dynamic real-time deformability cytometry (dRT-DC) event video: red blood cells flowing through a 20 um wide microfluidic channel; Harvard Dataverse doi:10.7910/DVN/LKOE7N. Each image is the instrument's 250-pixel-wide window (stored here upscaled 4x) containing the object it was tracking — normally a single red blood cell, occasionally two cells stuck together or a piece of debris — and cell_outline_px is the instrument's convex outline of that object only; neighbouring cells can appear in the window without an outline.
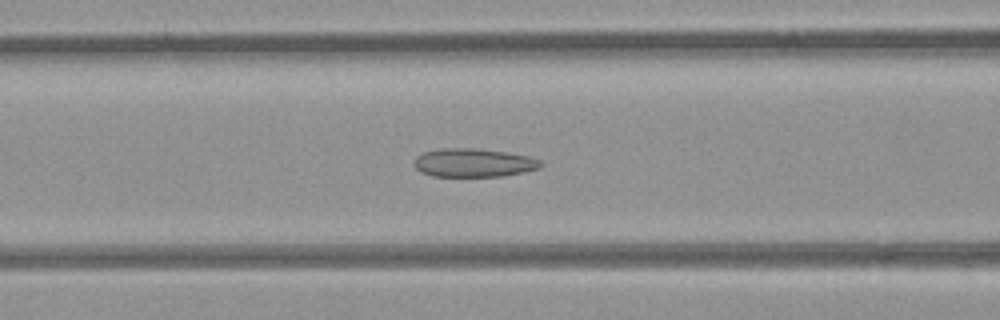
{"species": "common noctule bat (a hibernating species)", "species_latin": "Nyctalus noctula", "temperature_condition": "room temperature", "stored_images_in_passage": 53, "camera_frame_rate_fps": 3000, "um_per_image_px": 0.085, "animal": {"sex": "female", "body_mass_g": 21.9}, "frame": {"image": 1, "passage_image": 22, "time_ms": 7.0, "image_size_px": [1000, 320], "cell_outline_px": [[544, 164], [540, 168], [524, 172], [504, 176], [432, 176], [420, 172], [412, 164], [412, 160], [416, 156], [424, 152], [444, 148], [472, 148], [504, 152], [528, 156], [540, 160]], "centroid_in_image_um": [40.23, 13.84], "position_along_channel_um": 126.4, "area_um2": 21.1}}
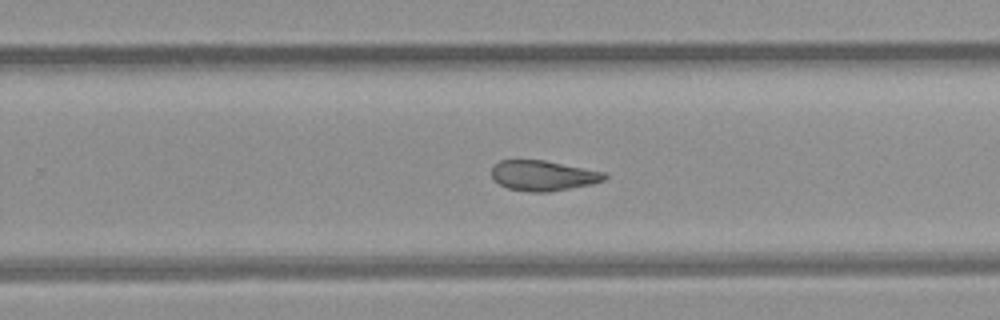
{"frame": {"image": 2, "passage_image": 34, "time_ms": 11.0, "image_size_px": [1000, 320], "cell_outline_px": [[608, 176], [604, 180], [592, 184], [548, 192], [528, 192], [508, 188], [492, 180], [492, 164], [500, 160], [544, 160], [604, 172]], "centroid_in_image_um": [46.13, 14.92], "position_along_channel_um": 283.7, "area_um2": 19.94}}
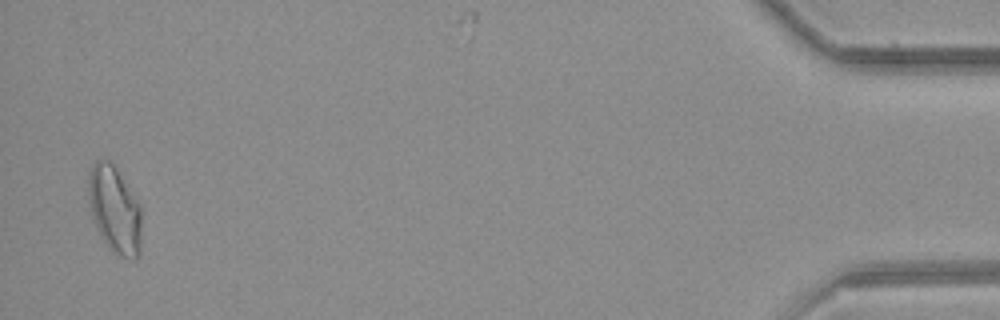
{"frame": {"image": 3, "passage_image": 52, "time_ms": 17.0, "image_size_px": [1000, 320], "cell_outline_px": [[140, 256], [136, 260], [132, 260], [120, 256], [112, 252], [108, 248], [96, 224], [92, 212], [88, 188], [88, 172], [92, 164], [96, 160], [108, 160], [116, 168], [140, 204]], "centroid_in_image_um": [9.76, 17.83], "position_along_channel_um": 425.4, "area_um2": 26.65}, "authors_computed_cell_mechanics": {"area_um2": 22.3686, "velocity_mm_per_s": 3.9472, "shape_relaxation_time_tau1_ms": null, "shape_relaxation_time_tau2_ms": 3.17, "deformation_change_tau1": null, "deformation_change_tau2": 0.1126}}